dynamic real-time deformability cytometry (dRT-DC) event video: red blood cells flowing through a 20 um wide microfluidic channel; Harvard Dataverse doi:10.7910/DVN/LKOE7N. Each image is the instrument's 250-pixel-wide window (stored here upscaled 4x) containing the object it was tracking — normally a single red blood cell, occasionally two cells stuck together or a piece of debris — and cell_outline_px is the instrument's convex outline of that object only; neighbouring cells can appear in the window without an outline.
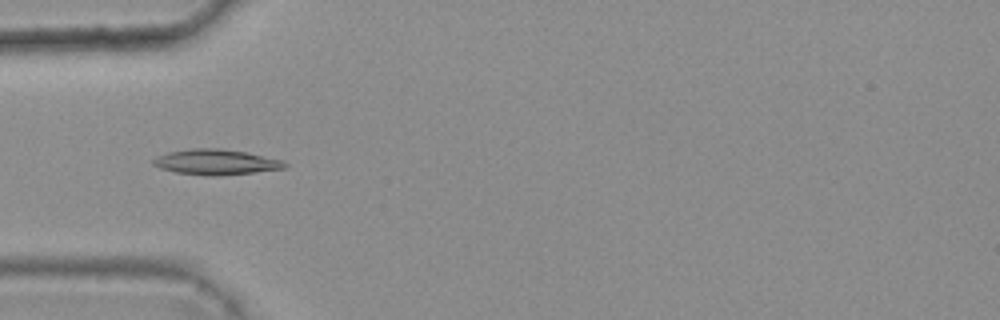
{"species": "common noctule bat (a hibernating species)", "species_latin": "Nyctalus noctula", "temperature_condition": "warm", "stored_images_in_passage": 5, "camera_frame_rate_fps": 3000, "um_per_image_px": 0.085, "animal": {"sex": "female", "body_mass_g": 25.1}, "frame": {"image": 1, "passage_image": 5, "time_ms": 1.333, "image_size_px": [1000, 320], "cell_outline_px": [[288, 168], [220, 176], [212, 176], [176, 172], [160, 168], [152, 164], [152, 160], [156, 156], [168, 152], [188, 148], [220, 148], [248, 152], [284, 160], [288, 164]], "centroid_in_image_um": [18.39, 13.76], "position_along_channel_um": 66.6, "area_um2": 19.77}}